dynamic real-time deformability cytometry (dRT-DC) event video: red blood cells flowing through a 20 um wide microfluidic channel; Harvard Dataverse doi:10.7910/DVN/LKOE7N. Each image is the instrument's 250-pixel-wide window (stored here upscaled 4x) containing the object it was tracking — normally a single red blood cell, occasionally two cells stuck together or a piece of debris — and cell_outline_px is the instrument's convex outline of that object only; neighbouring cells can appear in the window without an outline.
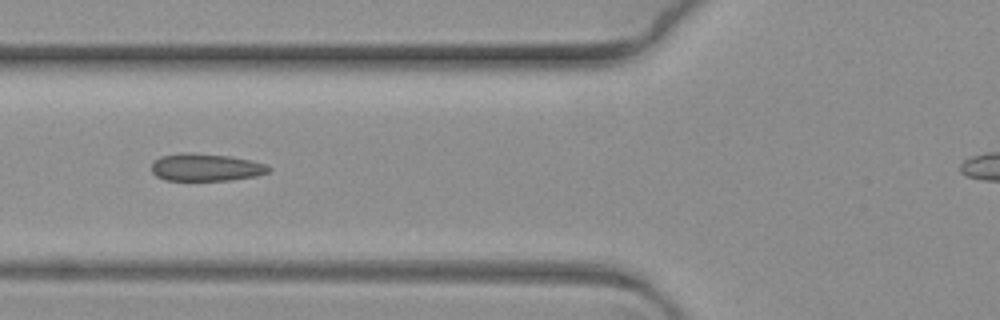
{"species": "common noctule bat (a hibernating species)", "species_latin": "Nyctalus noctula", "temperature_condition": "warm", "stored_images_in_passage": 5, "camera_frame_rate_fps": 3000, "um_per_image_px": 0.085, "animal": {"sex": "female", "body_mass_g": 19.3, "forearm_length_mm": 54.1}, "frame": {"image": 1, "passage_image": 4, "time_ms": 1.0, "image_size_px": [1000, 320], "cell_outline_px": [[272, 168], [268, 172], [256, 176], [228, 180], [164, 180], [156, 176], [152, 172], [152, 164], [160, 156], [180, 152], [188, 152], [228, 156], [252, 160], [268, 164]], "centroid_in_image_um": [17.51, 14.21], "position_along_channel_um": 108.3, "area_um2": 18.84}}
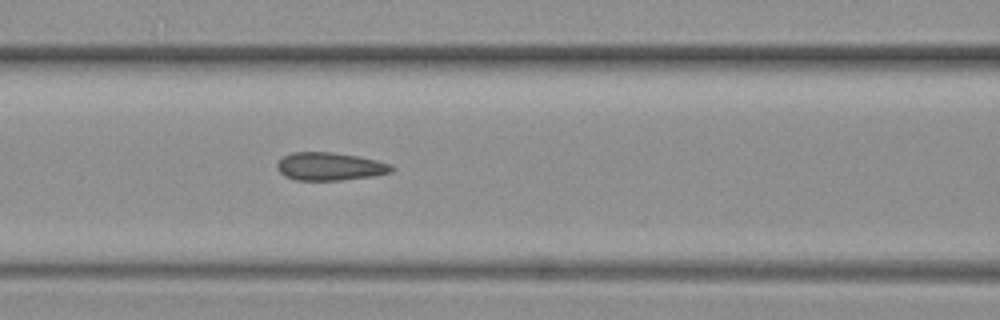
{"frame": {"image": 2, "passage_image": 5, "time_ms": 1.333, "image_size_px": [1000, 320], "cell_outline_px": [[396, 168], [392, 172], [372, 176], [340, 180], [296, 180], [284, 176], [276, 168], [276, 164], [284, 156], [292, 152], [332, 152], [356, 156], [376, 160], [392, 164]], "centroid_in_image_um": [28.04, 14.15], "position_along_channel_um": 138.6, "area_um2": 18.67}}